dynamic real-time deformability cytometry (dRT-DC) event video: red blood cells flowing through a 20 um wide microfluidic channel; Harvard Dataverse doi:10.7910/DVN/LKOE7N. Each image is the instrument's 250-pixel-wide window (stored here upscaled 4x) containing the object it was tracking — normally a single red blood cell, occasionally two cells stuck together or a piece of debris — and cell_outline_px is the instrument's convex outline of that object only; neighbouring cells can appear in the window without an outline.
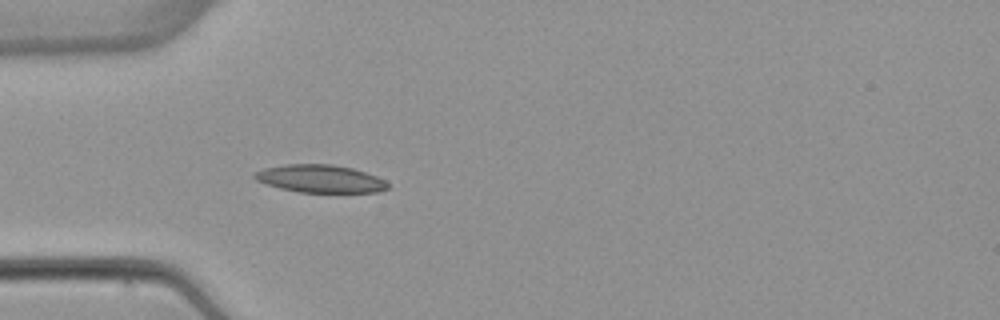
{"species": "common noctule bat (a hibernating species)", "species_latin": "Nyctalus noctula", "temperature_condition": "warm", "stored_images_in_passage": 5, "camera_frame_rate_fps": 3000, "um_per_image_px": 0.085, "animal": {"sex": "female", "body_mass_g": 22.7, "forearm_length_mm": 54.2}, "frame": {"image": 1, "passage_image": 5, "time_ms": 5.0, "image_size_px": [1000, 320], "cell_outline_px": [[388, 188], [376, 192], [300, 192], [280, 188], [264, 184], [256, 180], [252, 176], [256, 172], [264, 168], [288, 164], [332, 164], [352, 168], [376, 176], [384, 180], [388, 184]], "centroid_in_image_um": [27.19, 15.19], "position_along_channel_um": 57.8, "area_um2": 21.39}}